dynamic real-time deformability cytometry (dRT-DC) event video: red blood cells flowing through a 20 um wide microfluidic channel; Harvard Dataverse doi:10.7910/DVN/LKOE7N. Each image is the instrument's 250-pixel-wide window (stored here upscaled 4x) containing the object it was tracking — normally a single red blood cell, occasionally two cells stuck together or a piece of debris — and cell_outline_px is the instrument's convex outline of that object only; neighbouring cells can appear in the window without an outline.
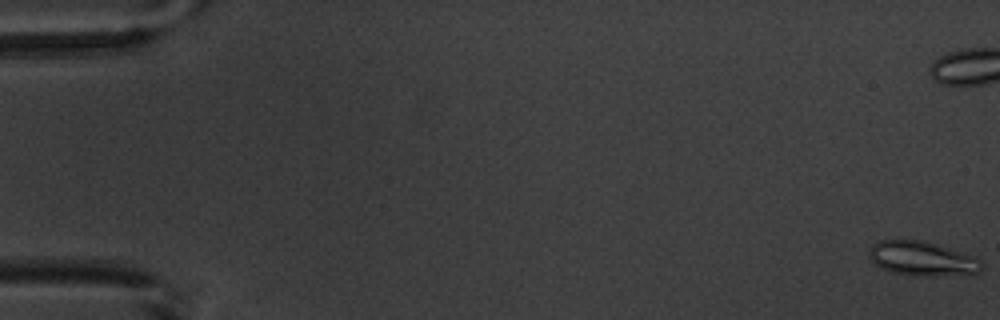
{"species": "common noctule bat (a hibernating species)", "species_latin": "Nyctalus noctula", "temperature_condition": "warm", "stored_images_in_passage": 9, "camera_frame_rate_fps": 3000, "um_per_image_px": 0.085, "animal": {"sex": "male", "body_mass_g": 20.1, "forearm_length_mm": 53.5}, "frame": {"image": 1, "passage_image": 1, "time_ms": 0.0, "image_size_px": [1000, 320], "cell_outline_px": [[984, 268], [980, 272], [972, 276], [916, 276], [892, 272], [876, 264], [868, 256], [868, 248], [872, 244], [880, 240], [920, 240], [948, 248], [972, 256], [980, 260], [984, 264]], "centroid_in_image_um": [78.44, 22.02], "position_along_channel_um": 6.6, "area_um2": 22.83}}
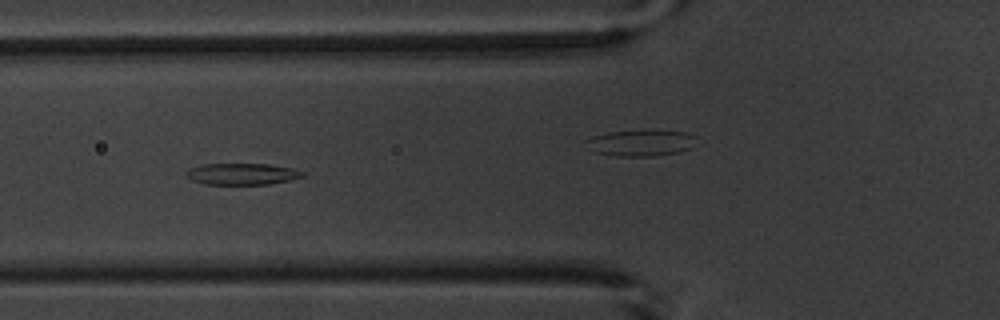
{"frame": {"image": 2, "passage_image": 7, "time_ms": 7.0, "image_size_px": [1000, 320], "cell_outline_px": [[304, 176], [288, 180], [268, 184], [204, 184], [192, 180], [184, 172], [188, 168], [204, 164], [268, 164], [292, 168], [304, 172]], "centroid_in_image_um": [20.54, 14.78], "position_along_channel_um": 105.3, "area_um2": 14.45}}
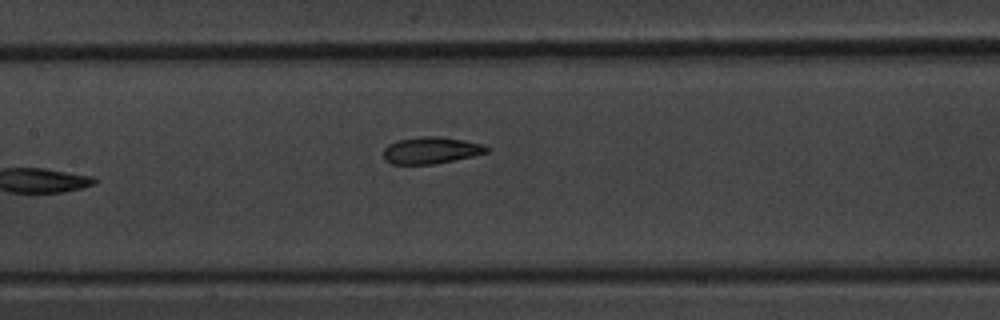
{"frame": {"image": 3, "passage_image": 9, "time_ms": 9.667, "image_size_px": [1000, 320], "cell_outline_px": [[488, 152], [472, 156], [432, 164], [392, 164], [384, 160], [384, 148], [388, 144], [396, 140], [424, 136], [436, 136], [464, 140], [484, 144], [488, 148]], "centroid_in_image_um": [36.61, 12.77], "position_along_channel_um": 170.8, "area_um2": 16.01}}